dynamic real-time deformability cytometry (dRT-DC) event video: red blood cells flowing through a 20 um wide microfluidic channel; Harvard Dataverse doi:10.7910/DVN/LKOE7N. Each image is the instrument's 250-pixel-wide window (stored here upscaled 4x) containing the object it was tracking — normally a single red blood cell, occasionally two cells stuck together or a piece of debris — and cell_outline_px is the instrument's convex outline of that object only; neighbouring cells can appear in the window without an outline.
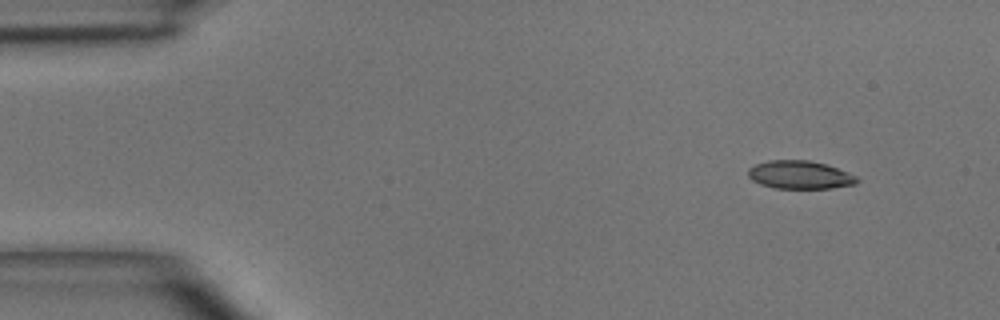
{"species": "common noctule bat (a hibernating species)", "species_latin": "Nyctalus noctula", "temperature_condition": "room temperature", "stored_images_in_passage": 6, "camera_frame_rate_fps": 3000, "um_per_image_px": 0.085, "animal": {"sex": "male", "body_mass_g": 15.6}, "frame": {"image": 1, "passage_image": 2, "time_ms": 1.333, "image_size_px": [1000, 320], "cell_outline_px": [[860, 180], [856, 184], [832, 188], [776, 188], [760, 184], [752, 180], [748, 176], [748, 168], [756, 164], [768, 160], [808, 160], [824, 164], [836, 168], [856, 176]], "centroid_in_image_um": [67.97, 14.86], "position_along_channel_um": 17.0, "area_um2": 17.74}}
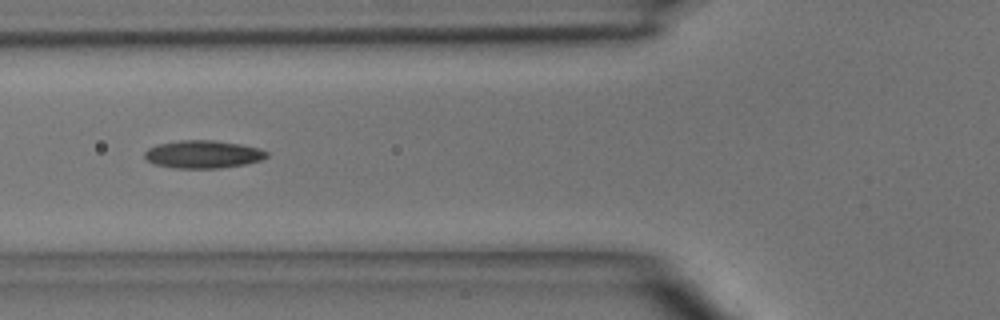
{"frame": {"image": 2, "passage_image": 6, "time_ms": 5.667, "image_size_px": [1000, 320], "cell_outline_px": [[268, 156], [260, 160], [244, 164], [220, 168], [172, 168], [152, 164], [144, 156], [144, 152], [148, 148], [160, 144], [180, 140], [216, 140], [240, 144], [260, 148], [268, 152]], "centroid_in_image_um": [17.25, 13.11], "position_along_channel_um": 108.6, "area_um2": 19.83}}